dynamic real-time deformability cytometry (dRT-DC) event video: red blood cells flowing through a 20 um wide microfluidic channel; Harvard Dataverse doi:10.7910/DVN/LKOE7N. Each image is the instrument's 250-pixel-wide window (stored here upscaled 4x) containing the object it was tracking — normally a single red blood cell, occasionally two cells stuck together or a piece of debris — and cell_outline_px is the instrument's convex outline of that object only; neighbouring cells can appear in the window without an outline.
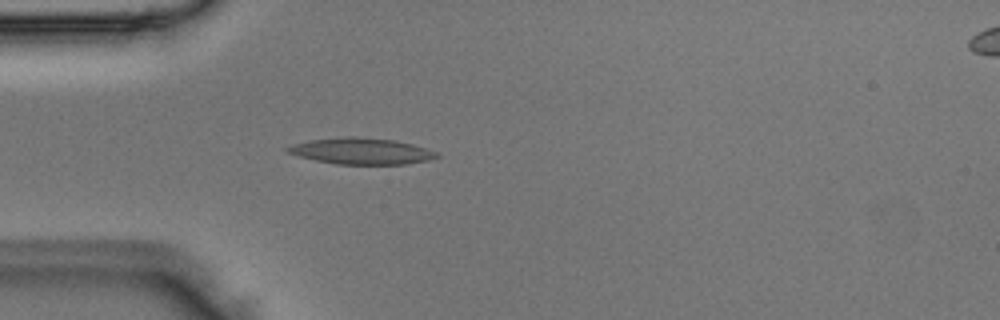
{"species": "Egyptian fruit bat (a non-hibernating species)", "species_latin": "Rousettus aegyptiacus", "temperature_condition": "room temperature", "stored_images_in_passage": 4, "camera_frame_rate_fps": 3000, "um_per_image_px": 0.085, "animal": {"sex": "male"}, "frame": {"image": 1, "passage_image": 4, "time_ms": 1.0, "image_size_px": [1000, 320], "cell_outline_px": [[440, 156], [428, 160], [404, 164], [336, 164], [316, 160], [300, 156], [288, 152], [284, 148], [292, 144], [308, 140], [340, 136], [356, 136], [396, 140], [428, 148], [436, 152]], "centroid_in_image_um": [30.71, 12.82], "position_along_channel_um": 54.3, "area_um2": 22.95}}